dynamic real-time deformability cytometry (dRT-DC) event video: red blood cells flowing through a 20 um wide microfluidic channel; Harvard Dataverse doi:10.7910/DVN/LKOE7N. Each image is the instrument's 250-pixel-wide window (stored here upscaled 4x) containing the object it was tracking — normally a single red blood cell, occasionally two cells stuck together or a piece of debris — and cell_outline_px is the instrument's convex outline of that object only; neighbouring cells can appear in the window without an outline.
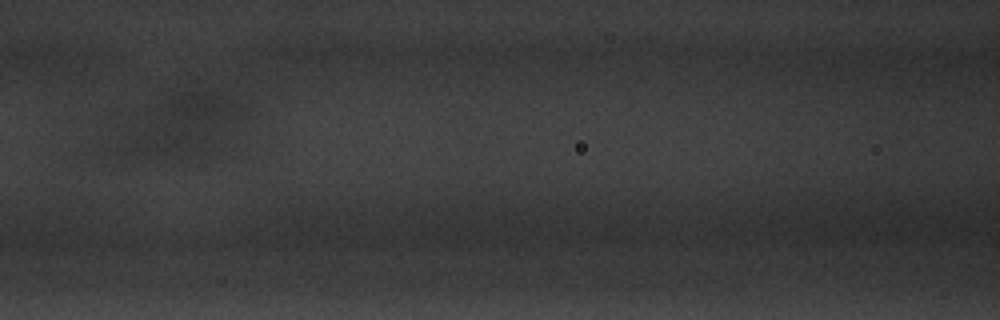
{"species": "common noctule bat (a hibernating species)", "species_latin": "Nyctalus noctula", "temperature_condition": "warm", "stored_images_in_passage": 20, "camera_frame_rate_fps": 3000, "um_per_image_px": 0.085, "animal": {"sex": "male", "body_mass_g": 20.1, "forearm_length_mm": 53.5}, "frame": {"image": 1, "passage_image": 18, "time_ms": 5.667, "image_size_px": [1000, 320], "cell_outline_px": [[232, 112], [204, 140], [188, 148], [164, 152], [124, 152], [120, 148], [128, 136], [172, 100], [184, 96], [224, 104]], "centroid_in_image_um": [15.07, 10.72], "position_along_channel_um": 151.5, "area_um2": 27.05}}